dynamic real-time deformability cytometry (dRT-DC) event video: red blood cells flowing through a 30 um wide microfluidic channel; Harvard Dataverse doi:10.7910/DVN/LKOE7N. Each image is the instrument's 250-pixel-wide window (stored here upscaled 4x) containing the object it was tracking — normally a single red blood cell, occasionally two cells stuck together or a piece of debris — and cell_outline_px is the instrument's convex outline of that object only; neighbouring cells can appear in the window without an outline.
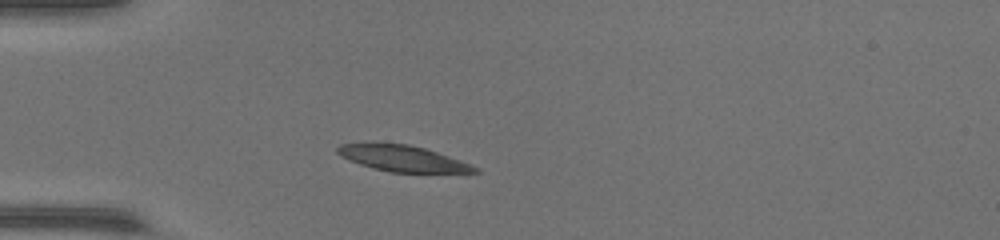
{"species": "common noctule bat (a hibernating species)", "species_latin": "Nyctalus noctula", "temperature_condition": "warm", "stored_images_in_passage": 39, "camera_frame_rate_fps": 3000, "um_per_image_px": 0.085, "animal": {"sex": "female", "body_mass_g": 17.0, "forearm_length_mm": 48.0}, "frame": {"image": 1, "passage_image": 1, "time_ms": 0.0, "image_size_px": [1000, 240], "cell_outline_px": [[480, 172], [388, 172], [372, 168], [348, 160], [340, 156], [336, 152], [336, 148], [340, 144], [408, 144], [424, 148], [472, 164], [480, 168]], "centroid_in_image_um": [34.23, 13.48], "position_along_channel_um": 50.8, "area_um2": 20.46}}
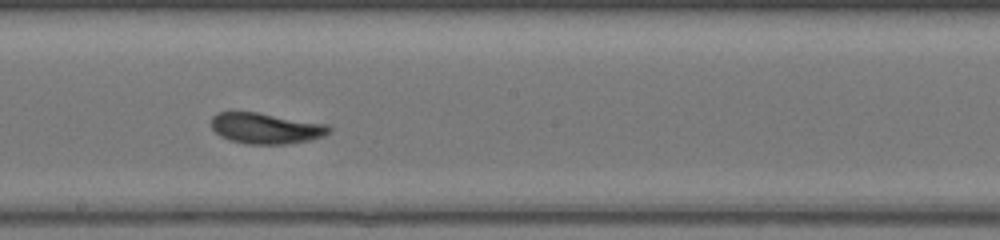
{"frame": {"image": 2, "passage_image": 16, "time_ms": 5.0, "image_size_px": [1000, 240], "cell_outline_px": [[332, 132], [324, 136], [308, 140], [288, 144], [248, 144], [232, 140], [220, 136], [212, 128], [212, 116], [216, 112], [232, 108], [328, 124], [332, 128]], "centroid_in_image_um": [22.56, 10.86], "position_along_channel_um": 225.6, "area_um2": 21.73}}
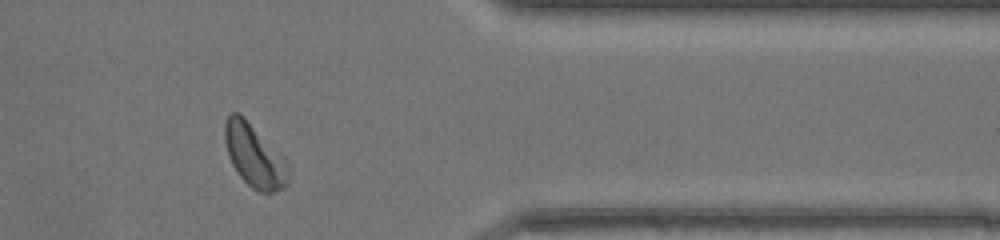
{"frame": {"image": 3, "passage_image": 30, "time_ms": 9.667, "image_size_px": [1000, 240], "cell_outline_px": [[288, 184], [284, 188], [272, 192], [260, 192], [252, 188], [240, 176], [232, 164], [228, 156], [224, 140], [224, 124], [228, 116], [232, 112], [240, 112], [284, 156], [288, 164]], "centroid_in_image_um": [21.62, 13.21], "position_along_channel_um": 389.8, "area_um2": 23.52}}